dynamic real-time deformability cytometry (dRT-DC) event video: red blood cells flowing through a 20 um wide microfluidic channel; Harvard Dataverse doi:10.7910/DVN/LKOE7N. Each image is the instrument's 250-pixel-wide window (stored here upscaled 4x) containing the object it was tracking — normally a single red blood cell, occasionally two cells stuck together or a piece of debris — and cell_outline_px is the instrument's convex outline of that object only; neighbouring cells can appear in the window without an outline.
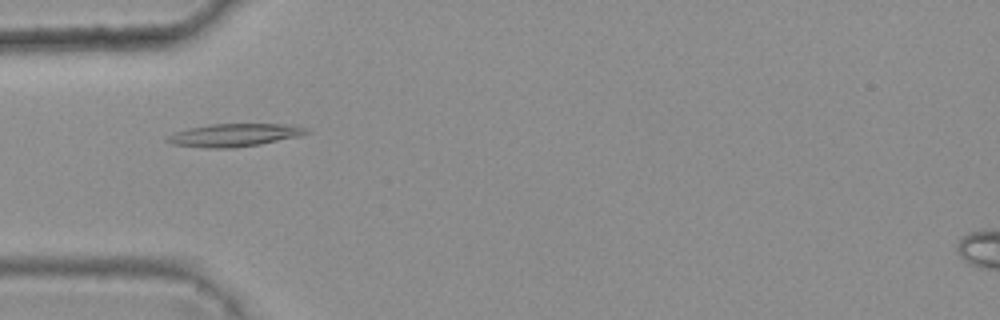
{"species": "common noctule bat (a hibernating species)", "species_latin": "Nyctalus noctula", "temperature_condition": "warm", "stored_images_in_passage": 5, "camera_frame_rate_fps": 3000, "um_per_image_px": 0.085, "animal": {"sex": "female", "body_mass_g": 25.1}, "frame": {"image": 1, "passage_image": 3, "time_ms": 0.667, "image_size_px": [1000, 320], "cell_outline_px": [[312, 132], [300, 136], [260, 144], [232, 148], [208, 148], [172, 144], [164, 140], [172, 132], [188, 128], [208, 124], [284, 124], [304, 128]], "centroid_in_image_um": [19.87, 11.48], "position_along_channel_um": 65.1, "area_um2": 18.55}}
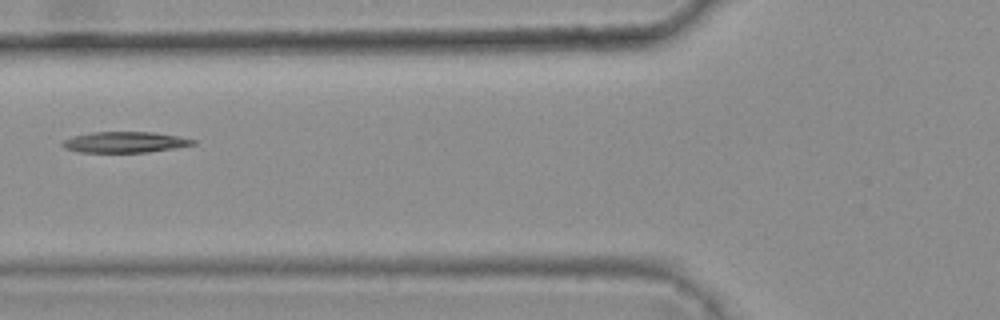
{"frame": {"image": 2, "passage_image": 4, "time_ms": 1.0, "image_size_px": [1000, 320], "cell_outline_px": [[196, 144], [176, 148], [148, 152], [80, 152], [64, 148], [60, 144], [64, 140], [72, 136], [92, 132], [152, 132], [176, 136], [196, 140]], "centroid_in_image_um": [10.6, 12.08], "position_along_channel_um": 115.2, "area_um2": 15.84}}
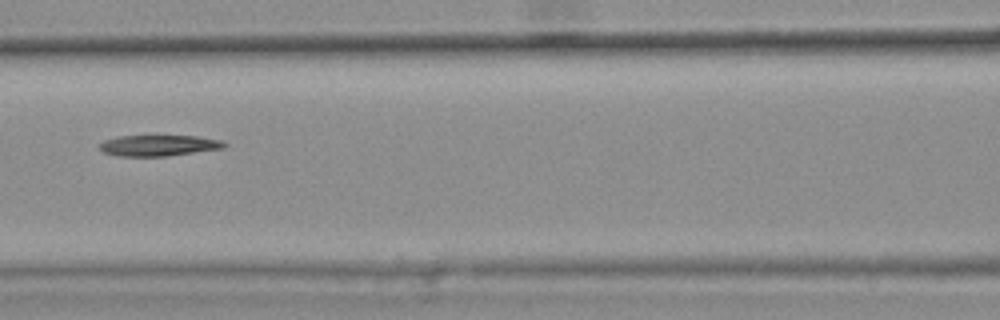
{"frame": {"image": 3, "passage_image": 5, "time_ms": 1.333, "image_size_px": [1000, 320], "cell_outline_px": [[228, 144], [224, 148], [168, 156], [116, 156], [104, 152], [100, 148], [100, 144], [104, 140], [116, 136], [200, 136], [224, 140]], "centroid_in_image_um": [13.54, 12.36], "position_along_channel_um": 153.1, "area_um2": 15.37}}